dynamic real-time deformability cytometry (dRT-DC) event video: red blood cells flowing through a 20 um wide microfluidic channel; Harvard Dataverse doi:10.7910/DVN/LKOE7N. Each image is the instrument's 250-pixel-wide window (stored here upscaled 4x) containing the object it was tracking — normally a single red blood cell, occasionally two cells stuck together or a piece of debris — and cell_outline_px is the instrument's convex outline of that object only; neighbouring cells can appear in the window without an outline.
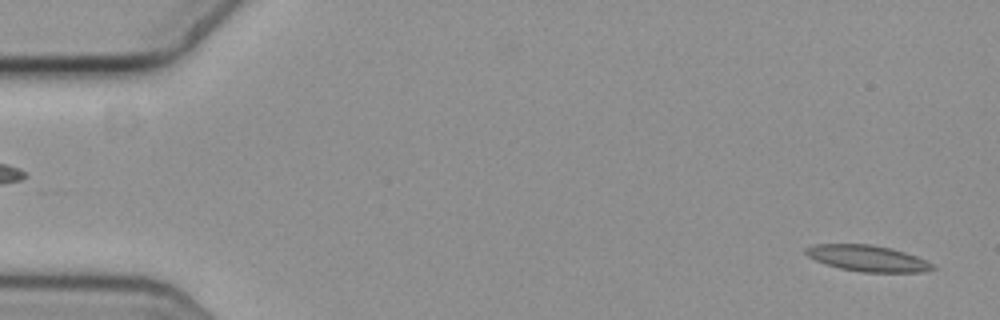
{"species": "common noctule bat (a hibernating species)", "species_latin": "Nyctalus noctula", "temperature_condition": "cold", "stored_images_in_passage": 18, "camera_frame_rate_fps": 3000, "um_per_image_px": 0.085, "animal": {"sex": "female", "body_mass_g": 19.3, "forearm_length_mm": 54.1}, "frame": {"image": 1, "passage_image": 2, "time_ms": 0.333, "image_size_px": [1000, 320], "cell_outline_px": [[936, 268], [924, 272], [864, 272], [840, 268], [824, 264], [808, 256], [804, 252], [804, 248], [812, 244], [872, 244], [892, 248], [916, 256], [932, 264]], "centroid_in_image_um": [73.71, 21.95], "position_along_channel_um": 11.3, "area_um2": 19.31}}
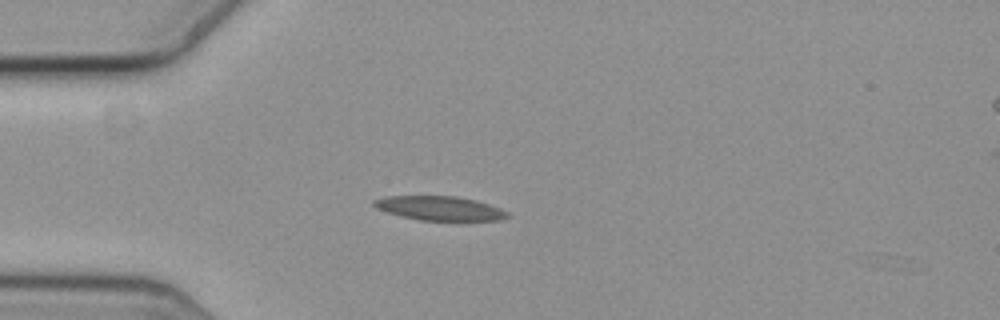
{"frame": {"image": 2, "passage_image": 15, "time_ms": 4.667, "image_size_px": [1000, 320], "cell_outline_px": [[512, 216], [500, 220], [420, 220], [388, 212], [376, 208], [372, 204], [372, 200], [388, 196], [456, 196], [476, 200], [500, 208], [508, 212]], "centroid_in_image_um": [37.4, 17.69], "position_along_channel_um": 47.6, "area_um2": 18.67}}